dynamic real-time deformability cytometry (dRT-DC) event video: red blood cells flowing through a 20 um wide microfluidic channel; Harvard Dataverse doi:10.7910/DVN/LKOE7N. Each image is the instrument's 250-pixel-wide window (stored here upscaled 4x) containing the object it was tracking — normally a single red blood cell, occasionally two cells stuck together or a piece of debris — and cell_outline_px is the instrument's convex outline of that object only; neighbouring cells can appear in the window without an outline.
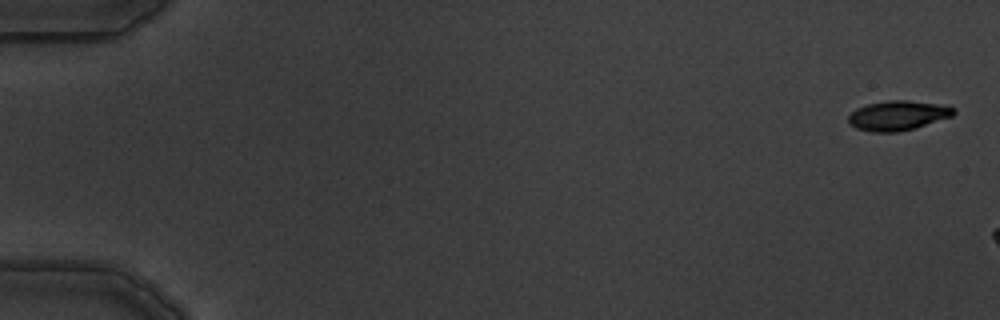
{"species": "common noctule bat (a hibernating species)", "species_latin": "Nyctalus noctula", "temperature_condition": "warm", "stored_images_in_passage": 3, "camera_frame_rate_fps": 3000, "um_per_image_px": 0.085, "animal": {"sex": "male", "body_mass_g": 19.5, "forearm_length_mm": 54.6}, "frame": {"image": 1, "passage_image": 1, "time_ms": 0.0, "image_size_px": [1000, 320], "cell_outline_px": [[956, 112], [952, 116], [916, 128], [896, 132], [868, 132], [856, 128], [848, 124], [848, 116], [856, 108], [868, 104], [888, 100], [908, 100], [940, 104], [956, 108]], "centroid_in_image_um": [76.31, 9.82], "position_along_channel_um": 8.7, "area_um2": 18.38}}